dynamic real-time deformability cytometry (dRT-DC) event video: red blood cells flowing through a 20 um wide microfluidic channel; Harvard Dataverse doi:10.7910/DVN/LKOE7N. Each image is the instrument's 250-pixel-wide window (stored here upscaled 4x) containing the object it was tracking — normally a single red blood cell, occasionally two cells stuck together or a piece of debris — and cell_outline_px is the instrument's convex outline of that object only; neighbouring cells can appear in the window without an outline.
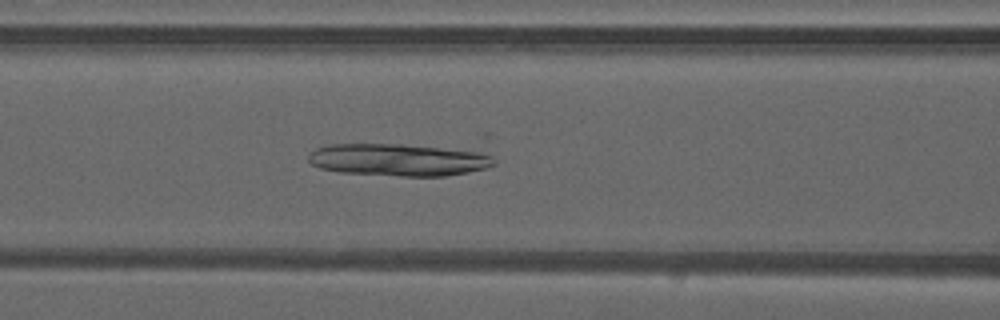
{"species": "common noctule bat (a hibernating species)", "species_latin": "Nyctalus noctula", "temperature_condition": "warm", "stored_images_in_passage": 48, "camera_frame_rate_fps": 3000, "um_per_image_px": 0.085, "animal": {"sex": "male", "forearm_length_mm": 52.5}, "frame": {"image": 1, "passage_image": 19, "time_ms": 6.0, "image_size_px": [1000, 320], "cell_outline_px": [[496, 164], [488, 168], [468, 172], [444, 176], [400, 176], [340, 172], [320, 168], [312, 164], [308, 160], [308, 156], [316, 148], [332, 144], [400, 144], [484, 152], [492, 156], [496, 160]], "centroid_in_image_um": [33.9, 13.59], "position_along_channel_um": 132.7, "area_um2": 34.85}}
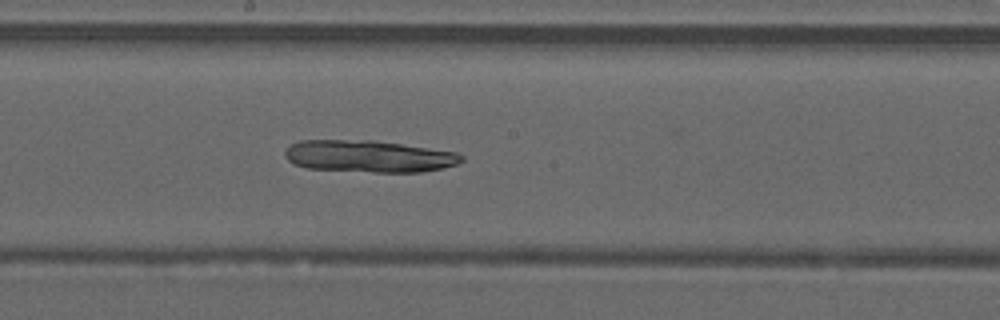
{"frame": {"image": 2, "passage_image": 25, "time_ms": 8.0, "image_size_px": [1000, 320], "cell_outline_px": [[464, 160], [456, 164], [444, 168], [420, 172], [372, 172], [308, 168], [292, 164], [284, 156], [284, 152], [292, 144], [300, 140], [372, 140], [456, 152], [464, 156]], "centroid_in_image_um": [31.34, 13.29], "position_along_channel_um": 216.9, "area_um2": 32.83}}
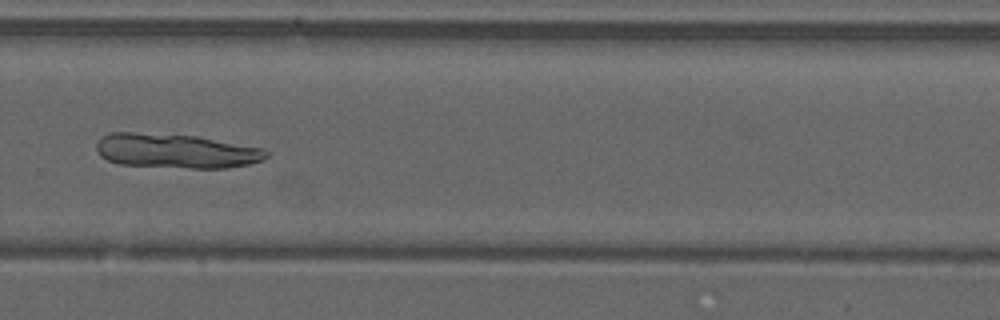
{"frame": {"image": 3, "passage_image": 32, "time_ms": 10.333, "image_size_px": [1000, 320], "cell_outline_px": [[268, 156], [264, 160], [248, 164], [228, 168], [188, 168], [120, 164], [108, 160], [100, 156], [96, 148], [96, 144], [100, 136], [108, 132], [136, 132], [200, 136], [264, 148], [268, 152]], "centroid_in_image_um": [14.96, 12.82], "position_along_channel_um": 314.8, "area_um2": 34.51}}